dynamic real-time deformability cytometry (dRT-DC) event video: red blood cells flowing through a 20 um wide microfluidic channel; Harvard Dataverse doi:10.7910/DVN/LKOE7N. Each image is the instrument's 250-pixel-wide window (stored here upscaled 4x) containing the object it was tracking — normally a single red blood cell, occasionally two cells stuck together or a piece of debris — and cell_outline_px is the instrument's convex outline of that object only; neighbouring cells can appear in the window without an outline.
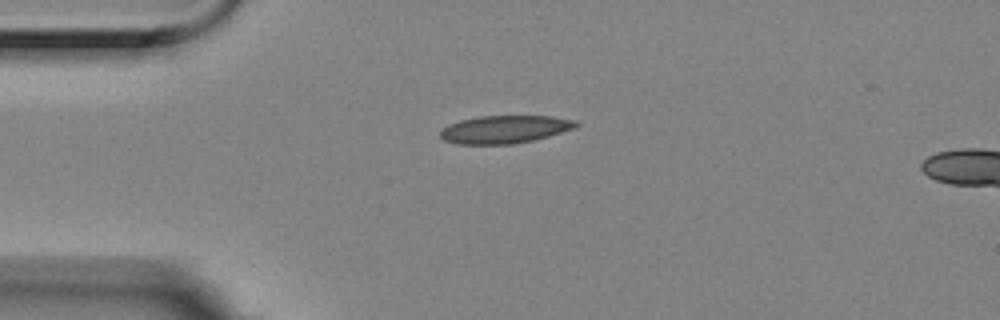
{"species": "Egyptian fruit bat (a non-hibernating species)", "species_latin": "Rousettus aegyptiacus", "temperature_condition": "room temperature", "stored_images_in_passage": 3, "camera_frame_rate_fps": 3000, "um_per_image_px": 0.085, "animal": {"sex": "female"}, "frame": {"image": 1, "passage_image": 1, "time_ms": 0.0, "image_size_px": [1000, 320], "cell_outline_px": [[580, 124], [576, 128], [548, 136], [532, 140], [512, 144], [456, 144], [444, 140], [440, 136], [440, 132], [448, 124], [460, 120], [480, 116], [552, 116], [576, 120]], "centroid_in_image_um": [42.92, 10.99], "position_along_channel_um": 42.1, "area_um2": 22.02}}